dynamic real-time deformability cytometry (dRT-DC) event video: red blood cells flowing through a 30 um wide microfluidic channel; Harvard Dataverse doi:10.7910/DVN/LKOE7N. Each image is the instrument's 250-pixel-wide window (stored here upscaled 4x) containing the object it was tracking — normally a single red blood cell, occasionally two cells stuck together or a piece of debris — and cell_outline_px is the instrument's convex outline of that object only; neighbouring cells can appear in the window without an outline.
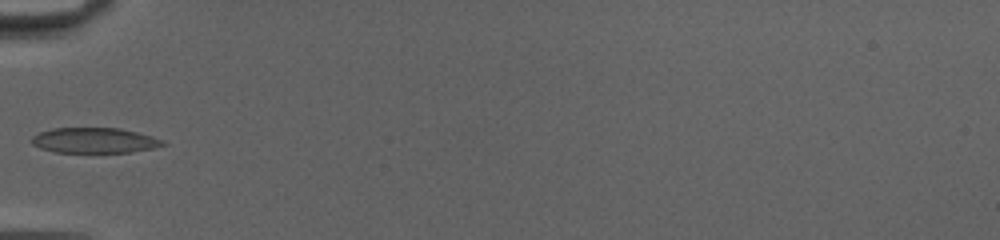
{"species": "common noctule bat (a hibernating species)", "species_latin": "Nyctalus noctula", "temperature_condition": "cold", "stored_images_in_passage": 18, "camera_frame_rate_fps": 3000, "um_per_image_px": 0.085, "animal": {"sex": "female", "body_mass_g": 20.0, "forearm_length_mm": 54.0}, "frame": {"image": 1, "passage_image": 1, "time_ms": 0.0, "image_size_px": [1000, 240], "cell_outline_px": [[168, 144], [152, 148], [132, 152], [52, 152], [40, 148], [32, 144], [32, 136], [40, 132], [52, 128], [120, 128], [152, 136], [164, 140]], "centroid_in_image_um": [8.03, 11.93], "position_along_channel_um": 77.0, "area_um2": 19.36}}
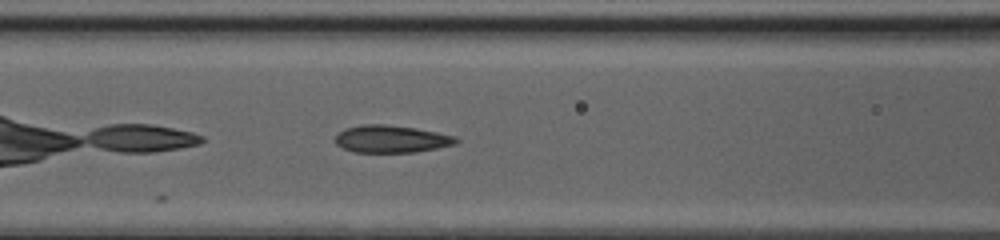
{"frame": {"image": 2, "passage_image": 5, "time_ms": 1.333, "image_size_px": [1000, 240], "cell_outline_px": [[460, 140], [456, 144], [416, 152], [356, 152], [344, 148], [336, 144], [336, 136], [344, 128], [360, 124], [384, 124], [416, 128], [456, 136]], "centroid_in_image_um": [33.28, 11.8], "position_along_channel_um": 133.3, "area_um2": 19.25}}